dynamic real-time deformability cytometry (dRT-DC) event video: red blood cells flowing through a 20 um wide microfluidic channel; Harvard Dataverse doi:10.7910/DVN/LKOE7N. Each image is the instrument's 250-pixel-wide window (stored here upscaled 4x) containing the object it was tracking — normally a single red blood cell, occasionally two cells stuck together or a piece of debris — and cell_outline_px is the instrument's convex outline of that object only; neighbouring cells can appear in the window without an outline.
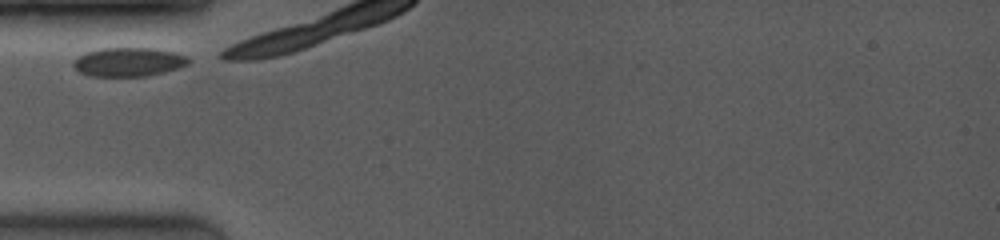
{"species": "common noctule bat (a hibernating species)", "species_latin": "Nyctalus noctula", "temperature_condition": "room temperature", "stored_images_in_passage": 3, "camera_frame_rate_fps": 4000, "um_per_image_px": 0.085, "animal": {"sex": "female", "body_mass_g": 19.0, "forearm_length_mm": 53.3}, "frame": {"image": 1, "passage_image": 1, "time_ms": 0.0, "image_size_px": [1000, 240], "cell_outline_px": [[188, 64], [176, 68], [144, 76], [92, 76], [80, 72], [72, 64], [84, 52], [100, 48], [156, 48], [176, 52], [188, 56]], "centroid_in_image_um": [10.93, 5.25], "position_along_channel_um": 74.1, "area_um2": 19.13}}